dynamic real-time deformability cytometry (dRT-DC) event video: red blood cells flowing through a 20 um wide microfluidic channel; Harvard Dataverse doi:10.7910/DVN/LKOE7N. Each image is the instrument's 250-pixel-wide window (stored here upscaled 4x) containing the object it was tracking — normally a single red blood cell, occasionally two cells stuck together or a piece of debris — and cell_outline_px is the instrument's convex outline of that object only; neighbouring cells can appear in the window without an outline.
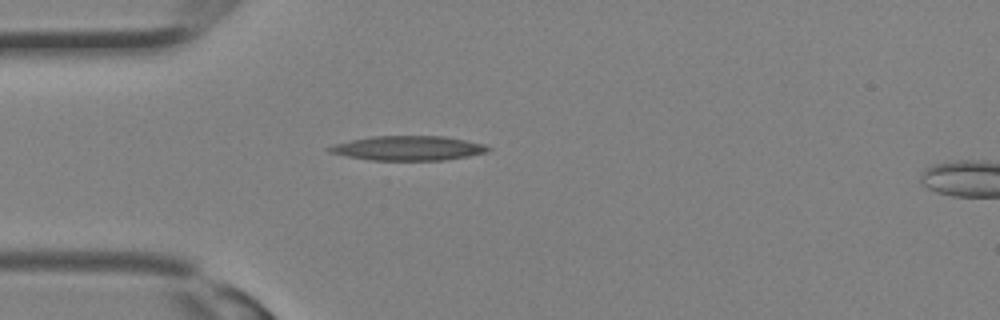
{"species": "Egyptian fruit bat (a non-hibernating species)", "species_latin": "Rousettus aegyptiacus", "temperature_condition": "room temperature", "stored_images_in_passage": 24, "camera_frame_rate_fps": 3000, "um_per_image_px": 0.085, "animal": {"sex": "female"}, "frame": {"image": 1, "passage_image": 1, "time_ms": 0.0, "image_size_px": [1000, 320], "cell_outline_px": [[492, 148], [488, 152], [468, 156], [444, 160], [372, 160], [348, 156], [328, 152], [324, 148], [336, 144], [352, 140], [372, 136], [444, 136], [484, 144]], "centroid_in_image_um": [34.71, 12.59], "position_along_channel_um": 50.3, "area_um2": 22.54}}
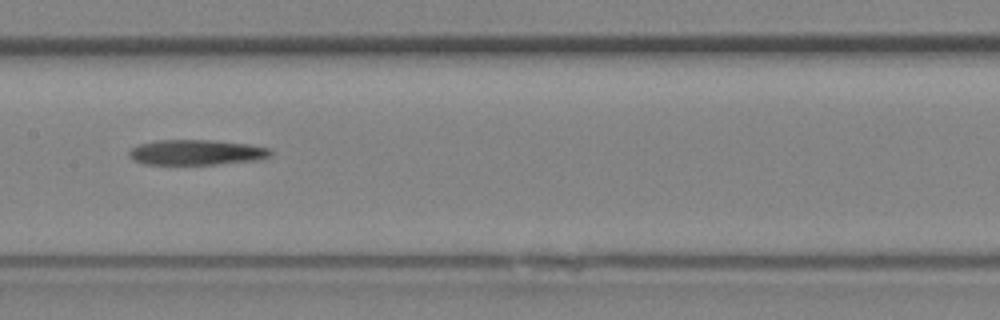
{"frame": {"image": 2, "passage_image": 8, "time_ms": 2.333, "image_size_px": [1000, 320], "cell_outline_px": [[272, 156], [260, 160], [216, 164], [144, 164], [128, 156], [128, 152], [132, 148], [140, 144], [156, 140], [208, 140], [248, 144], [268, 148], [272, 152]], "centroid_in_image_um": [16.72, 12.95], "position_along_channel_um": 190.7, "area_um2": 20.75}}
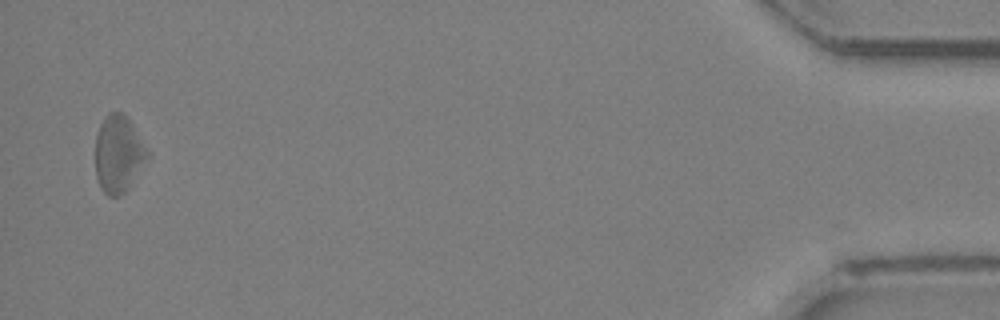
{"frame": {"image": 3, "passage_image": 23, "time_ms": 7.333, "image_size_px": [1000, 320], "cell_outline_px": [[148, 156], [128, 188], [120, 196], [108, 196], [100, 188], [96, 176], [96, 136], [100, 124], [104, 116], [108, 112], [120, 112], [128, 120], [148, 152]], "centroid_in_image_um": [10.01, 13.11], "position_along_channel_um": 425.2, "area_um2": 22.72}}